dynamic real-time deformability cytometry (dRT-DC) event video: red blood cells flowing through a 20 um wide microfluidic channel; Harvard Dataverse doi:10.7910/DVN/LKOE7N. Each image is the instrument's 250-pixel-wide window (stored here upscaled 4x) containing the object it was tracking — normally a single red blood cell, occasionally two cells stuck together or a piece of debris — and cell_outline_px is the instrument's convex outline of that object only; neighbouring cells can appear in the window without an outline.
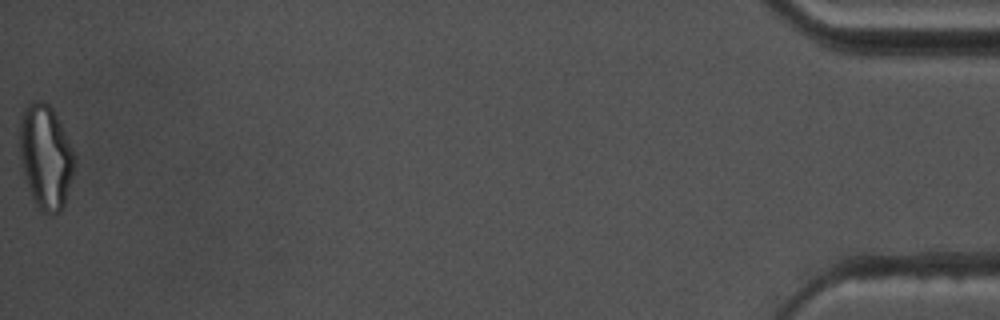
{"species": "common noctule bat (a hibernating species)", "species_latin": "Nyctalus noctula", "temperature_condition": "warm", "stored_images_in_passage": 42, "camera_frame_rate_fps": 3000, "um_per_image_px": 0.085, "animal": {"sex": "male", "body_mass_g": 17.5, "forearm_length_mm": 52.3}, "frame": {"image": 1, "passage_image": 42, "time_ms": 13.667, "image_size_px": [1000, 320], "cell_outline_px": [[76, 160], [72, 176], [64, 204], [60, 212], [56, 216], [52, 216], [44, 212], [36, 204], [32, 196], [24, 176], [20, 160], [20, 120], [24, 108], [32, 100], [44, 100], [52, 108], [72, 148]], "centroid_in_image_um": [3.87, 13.33], "position_along_channel_um": 431.3, "area_um2": 33.12}, "authors_computed_cell_mechanics": {"area_um2": 21.2704, "velocity_mm_per_s": 3.6618, "shape_relaxation_time_tau1_ms": 10.9005, "shape_relaxation_time_tau2_ms": 1.9926, "deformation_change_tau1": 0.2925, "deformation_change_tau2": 0.1015}}